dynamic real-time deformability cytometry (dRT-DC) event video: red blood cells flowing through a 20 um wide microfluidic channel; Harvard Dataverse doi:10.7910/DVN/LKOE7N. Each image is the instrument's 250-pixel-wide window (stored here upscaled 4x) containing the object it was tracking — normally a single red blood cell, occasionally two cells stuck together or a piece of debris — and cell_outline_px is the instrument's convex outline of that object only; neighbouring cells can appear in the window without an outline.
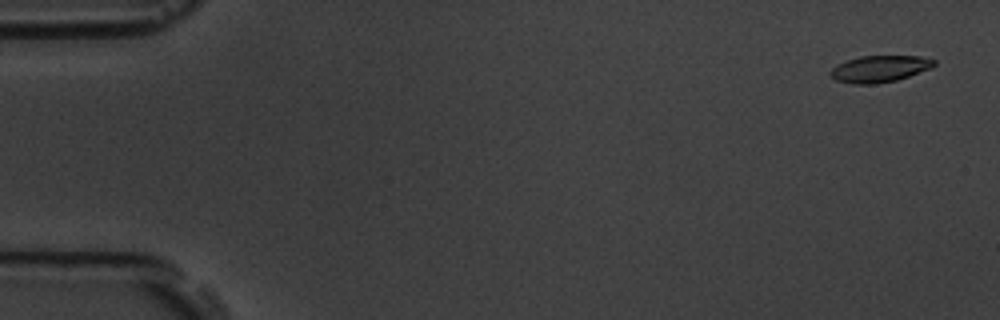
{"species": "common noctule bat (a hibernating species)", "species_latin": "Nyctalus noctula", "temperature_condition": "room temperature", "stored_images_in_passage": 8, "camera_frame_rate_fps": 3000, "um_per_image_px": 0.085, "animal": {"sex": "male", "body_mass_g": 19.5, "forearm_length_mm": 54.6}, "frame": {"image": 1, "passage_image": 1, "time_ms": 0.0, "image_size_px": [1000, 320], "cell_outline_px": [[936, 64], [932, 68], [896, 80], [872, 84], [852, 84], [836, 80], [828, 72], [832, 68], [848, 60], [860, 56], [920, 56], [936, 60]], "centroid_in_image_um": [74.79, 5.85], "position_along_channel_um": 10.2, "area_um2": 15.95}}
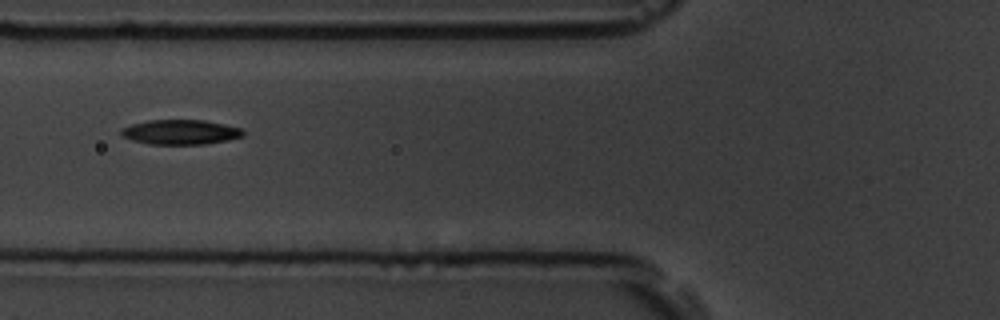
{"frame": {"image": 2, "passage_image": 6, "time_ms": 6.667, "image_size_px": [1000, 320], "cell_outline_px": [[244, 136], [228, 140], [204, 144], [148, 144], [132, 140], [120, 136], [120, 128], [132, 124], [148, 120], [204, 120], [224, 124], [240, 128], [244, 132]], "centroid_in_image_um": [15.3, 11.23], "position_along_channel_um": 110.5, "area_um2": 17.69}}
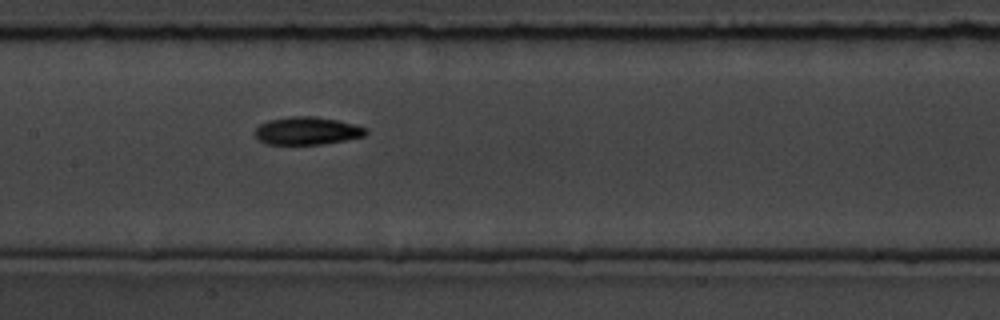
{"frame": {"image": 3, "passage_image": 8, "time_ms": 8.667, "image_size_px": [1000, 320], "cell_outline_px": [[368, 132], [364, 136], [324, 144], [268, 144], [260, 140], [256, 136], [256, 128], [260, 124], [268, 120], [292, 116], [312, 116], [336, 120], [356, 124], [368, 128]], "centroid_in_image_um": [26.14, 11.11], "position_along_channel_um": 181.3, "area_um2": 17.86}}